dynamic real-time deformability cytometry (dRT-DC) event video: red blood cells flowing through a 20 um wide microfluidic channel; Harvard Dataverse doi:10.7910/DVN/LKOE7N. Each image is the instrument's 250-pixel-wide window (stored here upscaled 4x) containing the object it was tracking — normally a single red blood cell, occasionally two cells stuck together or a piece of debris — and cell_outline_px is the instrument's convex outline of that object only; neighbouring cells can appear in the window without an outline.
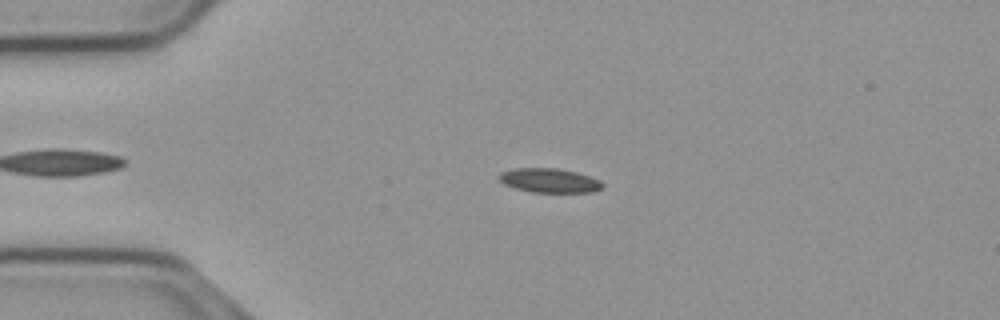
{"species": "common noctule bat (a hibernating species)", "species_latin": "Nyctalus noctula", "temperature_condition": "cold", "stored_images_in_passage": 44, "camera_frame_rate_fps": 3000, "um_per_image_px": 0.085, "animal": {"sex": "male", "body_mass_g": 23.1, "forearm_length_mm": 52.7}, "frame": {"image": 1, "passage_image": 1, "time_ms": 0.0, "image_size_px": [1000, 320], "cell_outline_px": [[604, 188], [592, 192], [532, 192], [516, 188], [504, 184], [496, 176], [500, 172], [516, 168], [556, 168], [576, 172], [600, 180], [604, 184]], "centroid_in_image_um": [46.7, 15.34], "position_along_channel_um": 38.3, "area_um2": 14.62}}
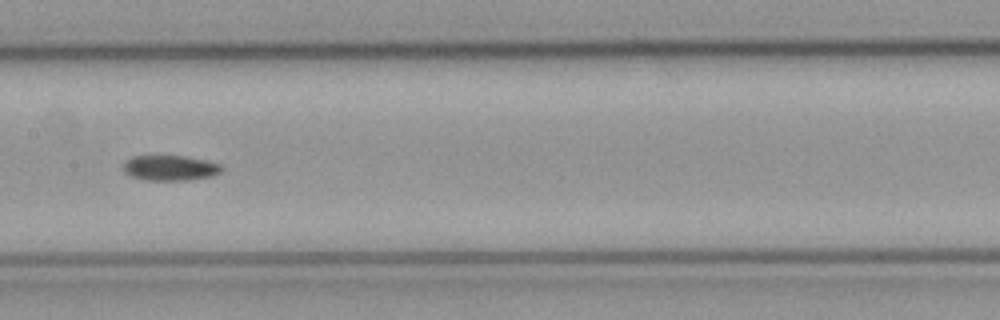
{"frame": {"image": 2, "passage_image": 16, "time_ms": 5.0, "image_size_px": [1000, 320], "cell_outline_px": [[224, 168], [220, 172], [212, 176], [188, 180], [144, 180], [132, 176], [124, 172], [124, 164], [132, 156], [184, 156], [204, 160], [220, 164]], "centroid_in_image_um": [14.48, 14.28], "position_along_channel_um": 192.9, "area_um2": 14.33}}
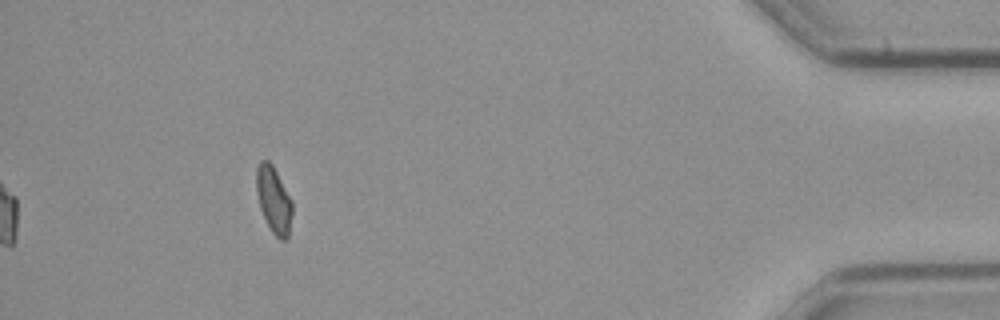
{"frame": {"image": 3, "passage_image": 39, "time_ms": 12.667, "image_size_px": [1000, 320], "cell_outline_px": [[292, 212], [288, 240], [280, 240], [272, 232], [260, 208], [256, 192], [256, 168], [260, 160], [268, 160], [272, 164], [292, 200]], "centroid_in_image_um": [23.26, 16.98], "position_along_channel_um": 411.9, "area_um2": 13.93}, "authors_computed_cell_mechanics": {"area_um2": 14.3922, "velocity_mm_per_s": 3.6975, "shape_relaxation_time_tau1_ms": 6.1936, "shape_relaxation_time_tau2_ms": null, "deformation_change_tau1": 0.1156, "deformation_change_tau2": null}}